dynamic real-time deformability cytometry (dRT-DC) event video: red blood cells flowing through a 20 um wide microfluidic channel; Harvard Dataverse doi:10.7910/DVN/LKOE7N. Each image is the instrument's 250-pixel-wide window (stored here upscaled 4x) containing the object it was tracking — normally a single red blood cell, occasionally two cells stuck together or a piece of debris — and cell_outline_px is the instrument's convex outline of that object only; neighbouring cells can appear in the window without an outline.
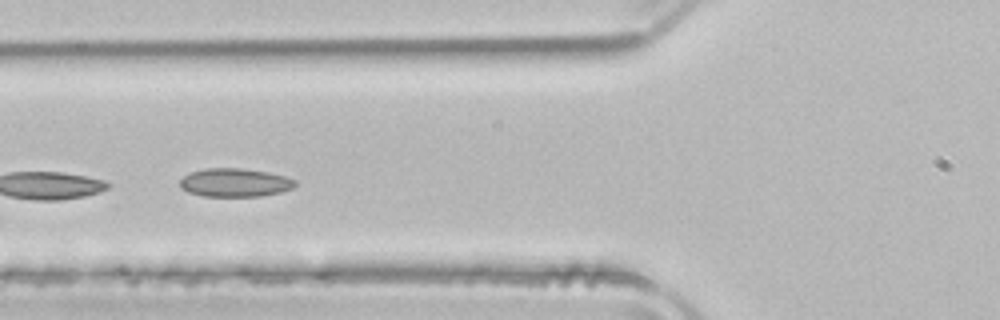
{"species": "common noctule bat (a hibernating species)", "species_latin": "Nyctalus noctula", "temperature_condition": "room temperature", "stored_images_in_passage": 4, "camera_frame_rate_fps": 3000, "um_per_image_px": 0.085, "animal": {"sex": "male", "body_mass_g": 21.5, "forearm_length_mm": 52.0}, "frame": {"image": 1, "passage_image": 4, "time_ms": 1.0, "image_size_px": [1000, 320], "cell_outline_px": [[296, 184], [292, 188], [280, 192], [260, 196], [204, 196], [188, 192], [180, 188], [180, 180], [188, 172], [204, 168], [240, 168], [268, 172], [284, 176], [296, 180]], "centroid_in_image_um": [19.93, 15.51], "position_along_channel_um": 105.9, "area_um2": 19.13}}